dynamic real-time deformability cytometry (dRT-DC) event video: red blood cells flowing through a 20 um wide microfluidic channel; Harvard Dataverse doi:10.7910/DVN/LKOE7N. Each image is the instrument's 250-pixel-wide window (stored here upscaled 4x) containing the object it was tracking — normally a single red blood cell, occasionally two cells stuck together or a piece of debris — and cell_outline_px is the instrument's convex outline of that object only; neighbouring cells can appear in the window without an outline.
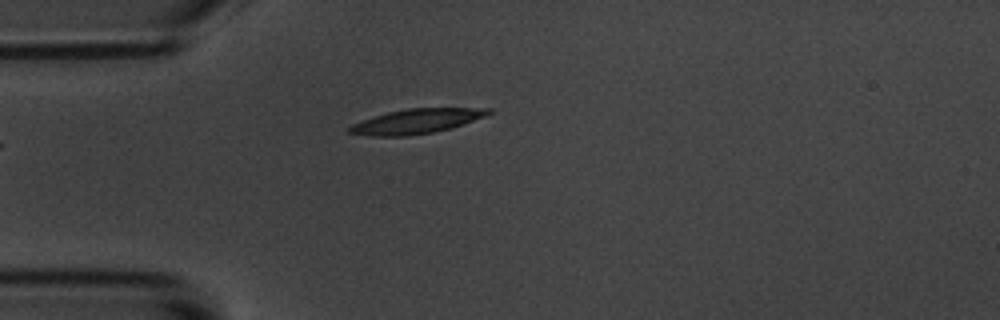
{"species": "common noctule bat (a hibernating species)", "species_latin": "Nyctalus noctula", "temperature_condition": "room temperature", "stored_images_in_passage": 5, "camera_frame_rate_fps": 3000, "um_per_image_px": 0.085, "animal": {"sex": "male", "body_mass_g": 20.1, "forearm_length_mm": 53.5}, "frame": {"image": 1, "passage_image": 5, "time_ms": 4.667, "image_size_px": [1000, 320], "cell_outline_px": [[492, 112], [484, 116], [448, 128], [432, 132], [408, 136], [372, 136], [348, 132], [348, 128], [352, 124], [388, 112], [408, 108], [492, 108]], "centroid_in_image_um": [35.38, 10.3], "position_along_channel_um": 49.6, "area_um2": 19.42}}